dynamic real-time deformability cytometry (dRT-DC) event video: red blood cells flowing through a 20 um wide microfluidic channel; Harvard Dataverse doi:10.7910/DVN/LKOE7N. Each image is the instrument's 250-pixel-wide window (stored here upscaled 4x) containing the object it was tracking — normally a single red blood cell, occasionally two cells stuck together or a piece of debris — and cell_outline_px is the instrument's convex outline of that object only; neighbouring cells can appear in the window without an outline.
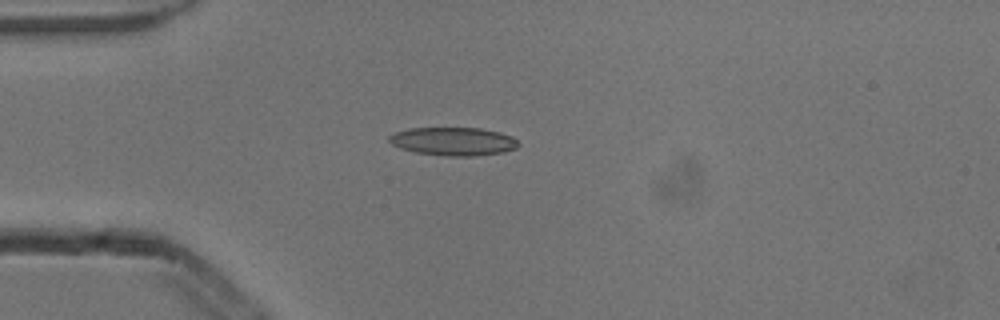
{"species": "common noctule bat (a hibernating species)", "species_latin": "Nyctalus noctula", "temperature_condition": "cold", "stored_images_in_passage": 3, "camera_frame_rate_fps": 3000, "um_per_image_px": 0.085, "animal": {"sex": "male", "body_mass_g": 13.3}, "frame": {"image": 1, "passage_image": 3, "time_ms": 0.667, "image_size_px": [1000, 320], "cell_outline_px": [[520, 144], [516, 148], [504, 152], [472, 156], [444, 156], [416, 152], [400, 148], [392, 144], [388, 140], [388, 136], [392, 132], [408, 128], [480, 128], [500, 132], [512, 136]], "centroid_in_image_um": [38.51, 12.01], "position_along_channel_um": 46.5, "area_um2": 21.44}}